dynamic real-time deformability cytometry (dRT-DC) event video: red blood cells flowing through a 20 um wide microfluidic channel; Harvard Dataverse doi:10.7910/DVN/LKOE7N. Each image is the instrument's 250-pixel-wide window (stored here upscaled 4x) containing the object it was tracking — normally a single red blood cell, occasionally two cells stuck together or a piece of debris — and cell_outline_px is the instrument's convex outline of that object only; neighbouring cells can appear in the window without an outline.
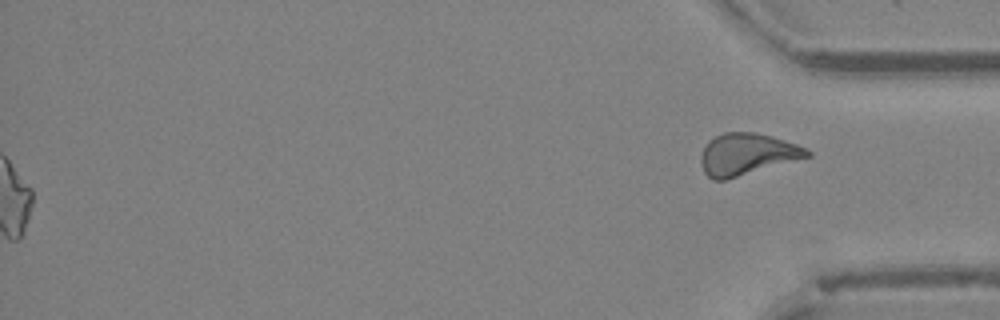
{"species": "Egyptian fruit bat (a non-hibernating species)", "species_latin": "Rousettus aegyptiacus", "temperature_condition": "cold", "stored_images_in_passage": 50, "segment_of_instrument_passage": [2, 2], "camera_frame_rate_fps": 3000, "um_per_image_px": 0.085, "animal": {"sex": "female"}, "frame": {"image": 1, "passage_image": 50, "time_ms": 16.333, "image_size_px": [1000, 320], "cell_outline_px": [[812, 156], [724, 180], [712, 180], [704, 172], [700, 164], [700, 156], [708, 140], [724, 132], [756, 132], [772, 136], [796, 144], [812, 152]], "centroid_in_image_um": [63.47, 13.1], "position_along_channel_um": 371.7, "area_um2": 25.78}}